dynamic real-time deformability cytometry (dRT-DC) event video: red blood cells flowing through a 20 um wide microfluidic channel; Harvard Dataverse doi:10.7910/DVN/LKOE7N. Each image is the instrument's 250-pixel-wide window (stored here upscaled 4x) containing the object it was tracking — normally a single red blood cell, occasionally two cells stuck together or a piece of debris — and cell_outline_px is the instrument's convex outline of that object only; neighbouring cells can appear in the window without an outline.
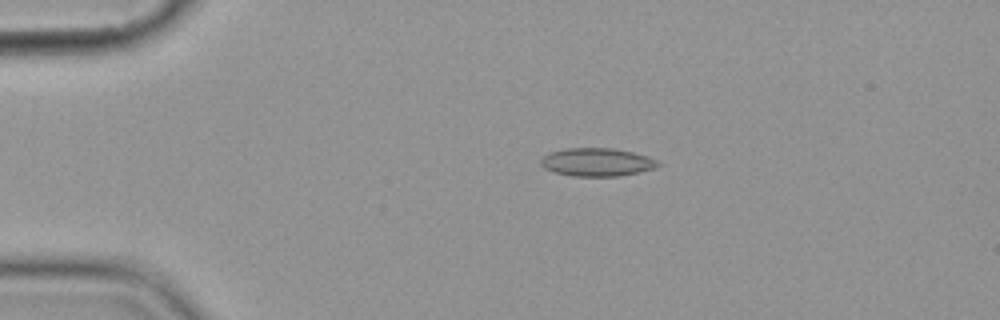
{"species": "common noctule bat (a hibernating species)", "species_latin": "Nyctalus noctula", "temperature_condition": "cold", "stored_images_in_passage": 3, "camera_frame_rate_fps": 3000, "um_per_image_px": 0.085, "animal": {"sex": "female", "body_mass_g": 19.9}, "frame": {"image": 1, "passage_image": 1, "time_ms": 0.0, "image_size_px": [1000, 320], "cell_outline_px": [[664, 164], [656, 168], [640, 172], [620, 176], [572, 176], [552, 172], [544, 168], [540, 164], [540, 160], [548, 152], [564, 148], [612, 148], [632, 152], [648, 156]], "centroid_in_image_um": [50.74, 13.78], "position_along_channel_um": 34.3, "area_um2": 19.54}}
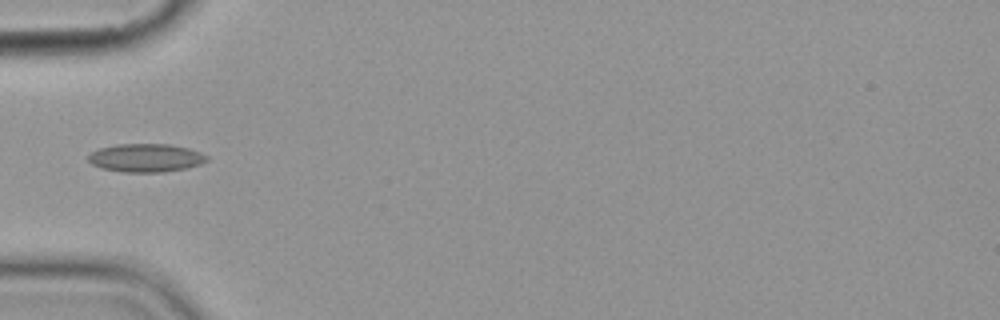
{"frame": {"image": 2, "passage_image": 3, "time_ms": 2.333, "image_size_px": [1000, 320], "cell_outline_px": [[208, 160], [200, 164], [184, 168], [164, 172], [124, 172], [100, 168], [92, 164], [88, 160], [88, 156], [92, 152], [100, 148], [116, 144], [168, 144], [188, 148], [200, 152], [208, 156]], "centroid_in_image_um": [12.38, 13.42], "position_along_channel_um": 72.6, "area_um2": 19.48}}